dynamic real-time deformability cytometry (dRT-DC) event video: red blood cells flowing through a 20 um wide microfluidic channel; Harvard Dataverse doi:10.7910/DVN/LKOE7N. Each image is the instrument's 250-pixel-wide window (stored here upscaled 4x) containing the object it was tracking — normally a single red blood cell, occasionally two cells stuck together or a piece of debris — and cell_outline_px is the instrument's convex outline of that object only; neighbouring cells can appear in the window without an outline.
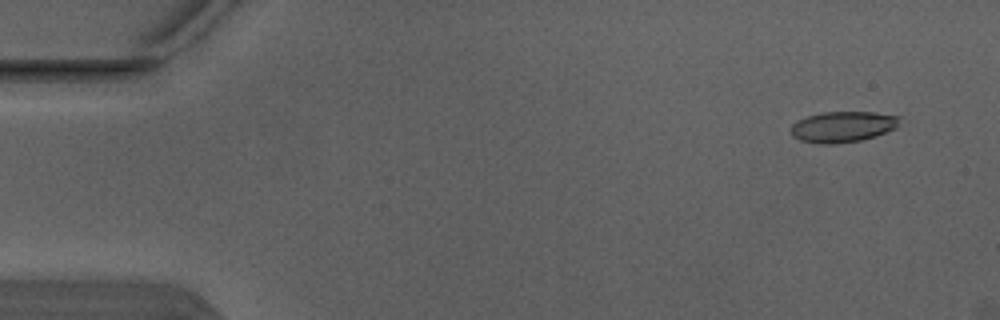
{"species": "Egyptian fruit bat (a non-hibernating species)", "species_latin": "Rousettus aegyptiacus", "temperature_condition": "warm", "stored_images_in_passage": 4, "camera_frame_rate_fps": 3000, "um_per_image_px": 0.085, "animal": {"sex": "male"}, "frame": {"image": 1, "passage_image": 2, "time_ms": 0.333, "image_size_px": [1000, 320], "cell_outline_px": [[900, 116], [896, 128], [876, 136], [860, 140], [832, 144], [820, 144], [800, 140], [792, 136], [792, 124], [796, 120], [808, 116], [824, 112], [876, 112]], "centroid_in_image_um": [71.63, 10.77], "position_along_channel_um": 13.4, "area_um2": 19.48}}